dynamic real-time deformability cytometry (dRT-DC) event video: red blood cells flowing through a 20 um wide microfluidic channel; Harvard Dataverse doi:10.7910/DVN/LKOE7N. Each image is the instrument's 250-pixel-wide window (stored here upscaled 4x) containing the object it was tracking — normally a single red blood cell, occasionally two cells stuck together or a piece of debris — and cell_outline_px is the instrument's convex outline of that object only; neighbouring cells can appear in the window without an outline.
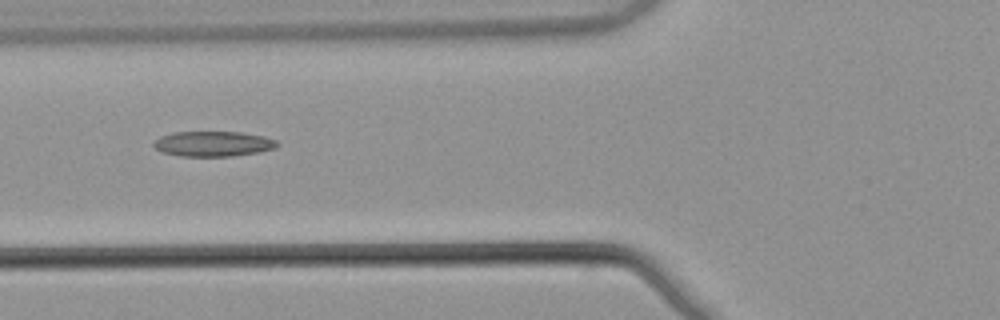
{"species": "common noctule bat (a hibernating species)", "species_latin": "Nyctalus noctula", "temperature_condition": "warm", "stored_images_in_passage": 8, "camera_frame_rate_fps": 3000, "um_per_image_px": 0.085, "animal": {"sex": "male", "body_mass_g": 21.5, "forearm_length_mm": 52.0}, "frame": {"image": 1, "passage_image": 6, "time_ms": 1.667, "image_size_px": [1000, 320], "cell_outline_px": [[280, 144], [276, 148], [260, 152], [232, 156], [180, 156], [164, 152], [156, 148], [152, 144], [160, 136], [172, 132], [240, 132], [264, 136], [276, 140]], "centroid_in_image_um": [18.16, 12.22], "position_along_channel_um": 107.6, "area_um2": 18.15}}
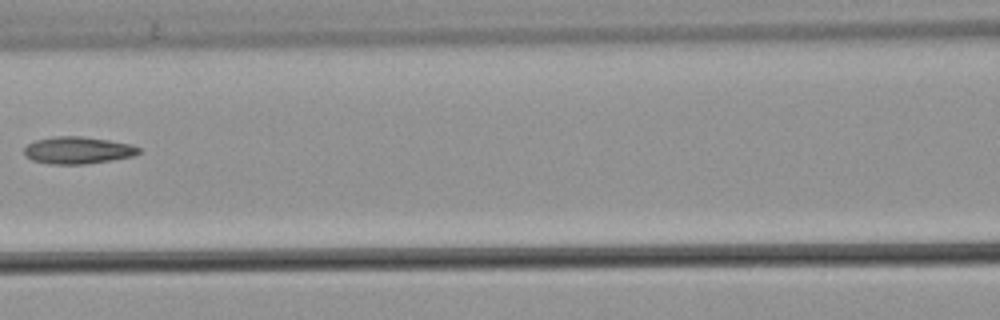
{"frame": {"image": 2, "passage_image": 7, "time_ms": 2.0, "image_size_px": [1000, 320], "cell_outline_px": [[140, 152], [132, 156], [112, 160], [84, 164], [48, 164], [32, 160], [24, 156], [24, 148], [28, 144], [36, 140], [52, 136], [80, 136], [108, 140], [132, 144], [140, 148]], "centroid_in_image_um": [6.59, 12.77], "position_along_channel_um": 160.0, "area_um2": 18.15}}